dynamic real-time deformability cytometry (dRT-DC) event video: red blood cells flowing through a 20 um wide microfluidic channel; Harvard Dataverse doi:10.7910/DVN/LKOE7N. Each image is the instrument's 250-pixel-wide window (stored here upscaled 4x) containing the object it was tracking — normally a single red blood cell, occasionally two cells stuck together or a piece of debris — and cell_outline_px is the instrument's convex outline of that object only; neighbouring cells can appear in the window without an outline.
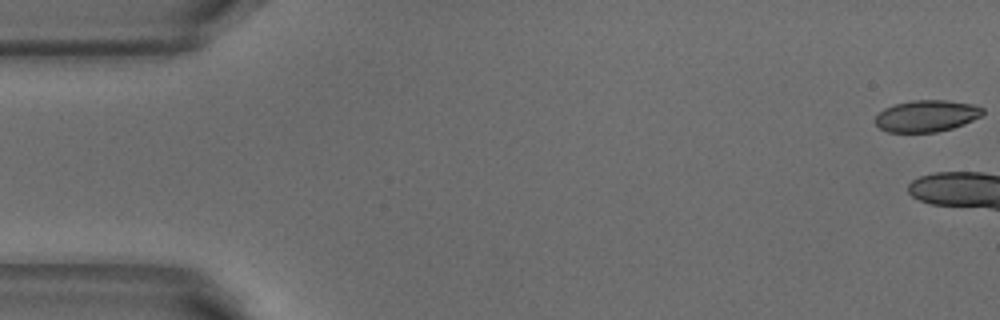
{"species": "common noctule bat (a hibernating species)", "species_latin": "Nyctalus noctula", "temperature_condition": "warm", "stored_images_in_passage": 5, "camera_frame_rate_fps": 3000, "um_per_image_px": 0.085, "animal": {"sex": "male", "body_mass_g": 18.8}, "frame": {"image": 1, "passage_image": 1, "time_ms": 0.0, "image_size_px": [1000, 320], "cell_outline_px": [[984, 112], [980, 116], [964, 124], [952, 128], [936, 132], [888, 132], [880, 128], [872, 120], [884, 108], [896, 104], [912, 100], [948, 100], [972, 104], [984, 108]], "centroid_in_image_um": [78.74, 9.85], "position_along_channel_um": 6.3, "area_um2": 19.83}}